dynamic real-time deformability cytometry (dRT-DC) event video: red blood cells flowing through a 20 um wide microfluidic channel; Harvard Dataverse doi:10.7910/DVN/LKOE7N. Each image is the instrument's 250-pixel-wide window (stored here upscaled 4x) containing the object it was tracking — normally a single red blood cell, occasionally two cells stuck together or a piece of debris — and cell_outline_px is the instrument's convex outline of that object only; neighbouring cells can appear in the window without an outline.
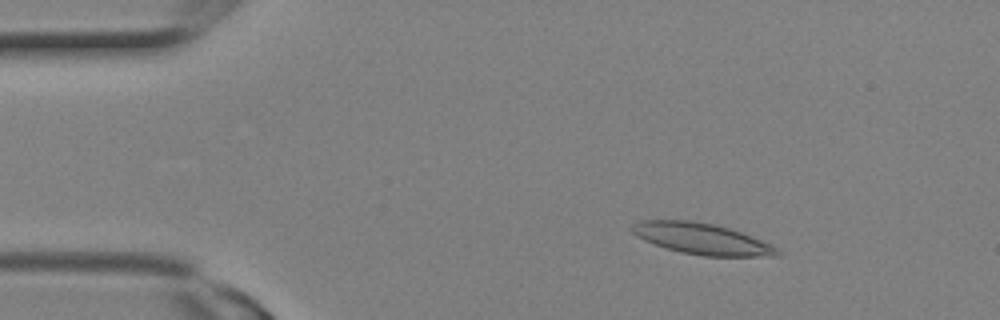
{"species": "Egyptian fruit bat (a non-hibernating species)", "species_latin": "Rousettus aegyptiacus", "temperature_condition": "room temperature", "stored_images_in_passage": 11, "camera_frame_rate_fps": 3000, "um_per_image_px": 0.085, "animal": {"sex": "female"}, "frame": {"image": 1, "passage_image": 4, "time_ms": 1.0, "image_size_px": [1000, 320], "cell_outline_px": [[780, 256], [704, 256], [680, 252], [644, 240], [636, 236], [632, 232], [632, 224], [640, 220], [688, 220], [716, 224], [740, 232], [760, 240], [776, 248], [780, 252]], "centroid_in_image_um": [59.62, 20.29], "position_along_channel_um": 25.4, "area_um2": 26.01}}
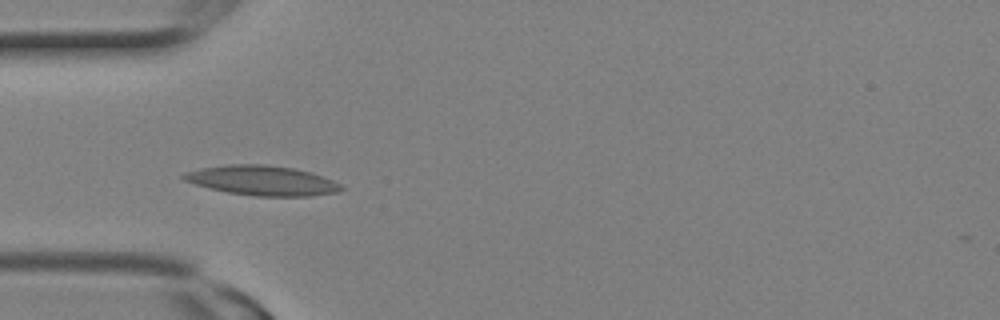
{"frame": {"image": 2, "passage_image": 8, "time_ms": 2.333, "image_size_px": [1000, 320], "cell_outline_px": [[344, 188], [336, 192], [312, 196], [256, 196], [228, 192], [196, 184], [184, 180], [180, 176], [184, 172], [200, 168], [228, 164], [264, 164], [292, 168], [312, 172], [332, 180], [340, 184]], "centroid_in_image_um": [22.28, 15.33], "position_along_channel_um": 62.7, "area_um2": 27.17}}
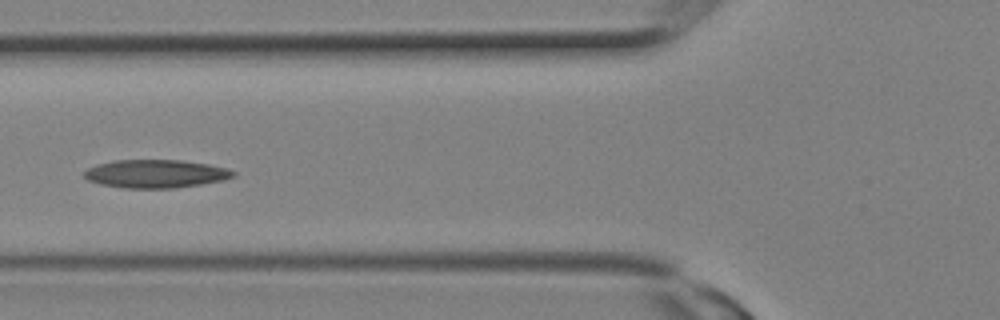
{"frame": {"image": 3, "passage_image": 10, "time_ms": 3.0, "image_size_px": [1000, 320], "cell_outline_px": [[236, 176], [224, 180], [176, 188], [124, 188], [100, 184], [88, 180], [84, 176], [84, 172], [88, 168], [96, 164], [112, 160], [180, 160], [208, 164], [228, 168], [236, 172]], "centroid_in_image_um": [13.24, 14.77], "position_along_channel_um": 112.6, "area_um2": 24.62}}